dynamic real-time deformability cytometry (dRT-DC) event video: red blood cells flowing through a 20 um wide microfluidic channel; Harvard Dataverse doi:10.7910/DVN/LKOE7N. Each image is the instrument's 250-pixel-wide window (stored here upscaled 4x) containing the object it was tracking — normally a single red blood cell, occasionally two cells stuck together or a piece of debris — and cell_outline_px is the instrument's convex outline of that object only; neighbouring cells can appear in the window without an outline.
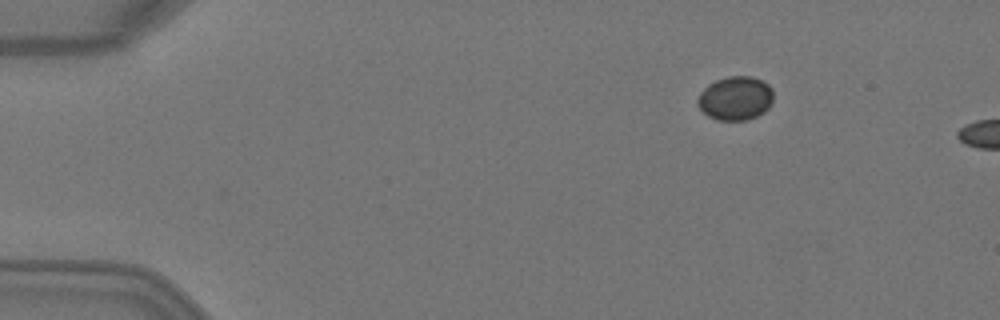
{"species": "Egyptian fruit bat (a non-hibernating species)", "species_latin": "Rousettus aegyptiacus", "temperature_condition": "warm", "stored_images_in_passage": 2, "camera_frame_rate_fps": 3000, "um_per_image_px": 0.085, "animal": {"sex": "female"}, "frame": {"image": 1, "passage_image": 1, "time_ms": 0.0, "image_size_px": [1000, 320], "cell_outline_px": [[772, 100], [768, 108], [764, 112], [748, 120], [716, 120], [708, 116], [696, 104], [696, 100], [700, 92], [708, 84], [716, 80], [728, 76], [752, 76], [764, 80], [772, 88]], "centroid_in_image_um": [62.5, 8.34], "position_along_channel_um": 22.5, "area_um2": 19.54}}